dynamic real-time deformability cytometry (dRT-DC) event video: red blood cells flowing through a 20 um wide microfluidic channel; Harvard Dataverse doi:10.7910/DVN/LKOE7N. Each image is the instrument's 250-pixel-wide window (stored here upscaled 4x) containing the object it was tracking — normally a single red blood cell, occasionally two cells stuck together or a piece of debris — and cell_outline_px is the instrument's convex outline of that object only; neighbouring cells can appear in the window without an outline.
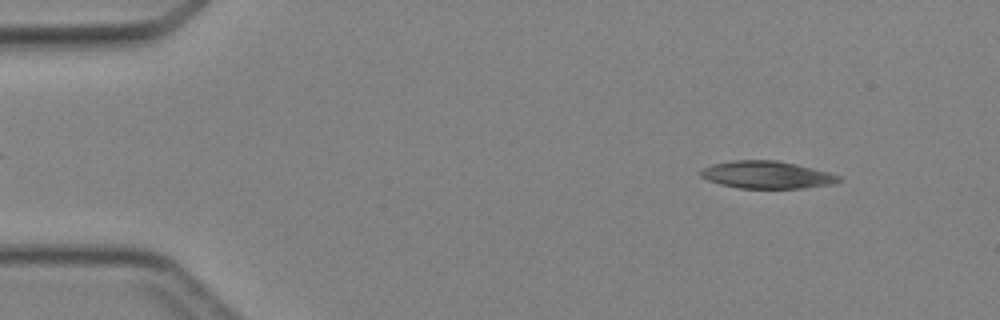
{"species": "Egyptian fruit bat (a non-hibernating species)", "species_latin": "Rousettus aegyptiacus", "temperature_condition": "cold", "stored_images_in_passage": 45, "camera_frame_rate_fps": 3000, "um_per_image_px": 0.085, "animal": {"sex": "female"}, "frame": {"image": 1, "passage_image": 4, "time_ms": 1.0, "image_size_px": [1000, 320], "cell_outline_px": [[844, 180], [832, 184], [804, 188], [740, 188], [720, 184], [708, 180], [700, 176], [700, 172], [704, 168], [712, 164], [732, 160], [776, 160], [796, 164], [828, 172], [840, 176]], "centroid_in_image_um": [65.2, 14.86], "position_along_channel_um": 19.8, "area_um2": 22.02}}
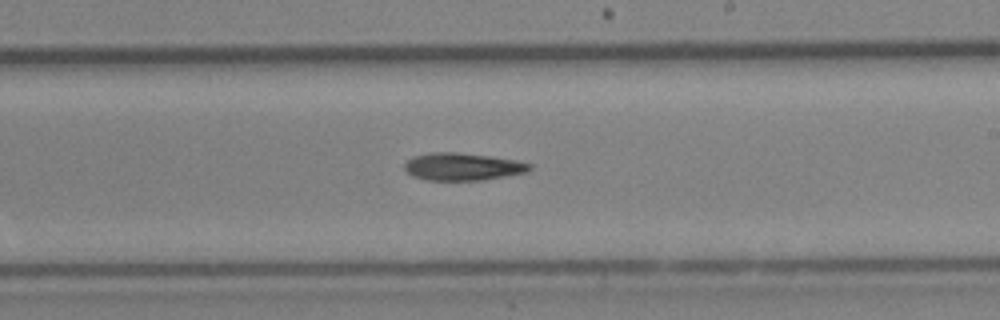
{"frame": {"image": 2, "passage_image": 26, "time_ms": 8.333, "image_size_px": [1000, 320], "cell_outline_px": [[532, 168], [528, 172], [480, 180], [424, 180], [412, 176], [404, 168], [404, 164], [412, 156], [432, 152], [456, 152], [488, 156], [516, 160], [532, 164]], "centroid_in_image_um": [39.3, 14.16], "position_along_channel_um": 249.7, "area_um2": 20.0}}
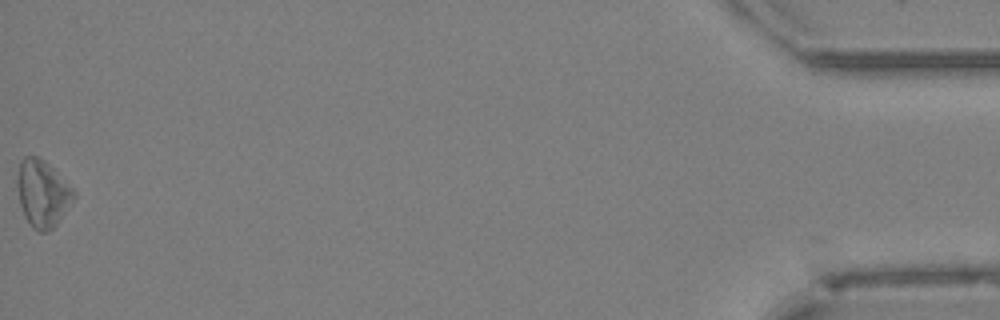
{"frame": {"image": 3, "passage_image": 45, "time_ms": 14.667, "image_size_px": [1000, 320], "cell_outline_px": [[76, 196], [56, 224], [48, 232], [40, 232], [32, 228], [24, 216], [20, 204], [16, 184], [16, 180], [20, 160], [24, 156], [36, 156], [44, 160], [76, 192]], "centroid_in_image_um": [3.58, 16.44], "position_along_channel_um": 431.6, "area_um2": 21.91}}